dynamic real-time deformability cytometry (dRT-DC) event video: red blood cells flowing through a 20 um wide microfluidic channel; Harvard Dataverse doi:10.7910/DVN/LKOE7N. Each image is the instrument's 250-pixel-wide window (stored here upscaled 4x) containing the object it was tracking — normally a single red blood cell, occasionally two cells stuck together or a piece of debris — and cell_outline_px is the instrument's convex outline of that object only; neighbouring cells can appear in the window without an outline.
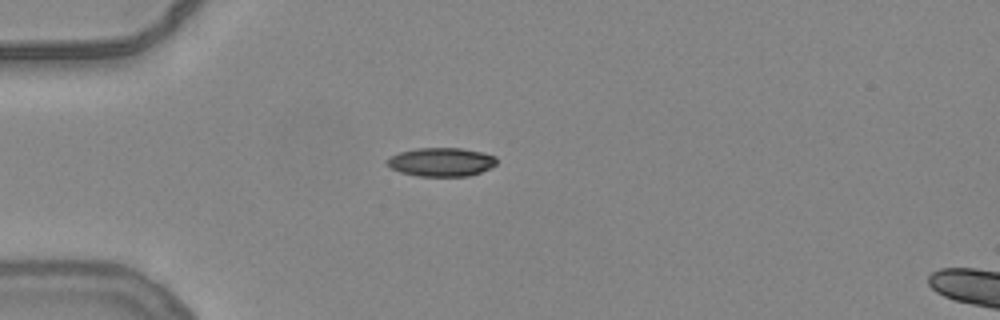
{"species": "common noctule bat (a hibernating species)", "species_latin": "Nyctalus noctula", "temperature_condition": "warm", "stored_images_in_passage": 40, "camera_frame_rate_fps": 3000, "um_per_image_px": 0.085, "animal": {"sex": "female", "body_mass_g": 24.6, "forearm_length_mm": 56.2}, "frame": {"image": 1, "passage_image": 1, "time_ms": 0.0, "image_size_px": [1000, 320], "cell_outline_px": [[496, 164], [492, 168], [468, 176], [420, 176], [400, 172], [384, 164], [384, 160], [388, 156], [400, 152], [416, 148], [460, 148], [484, 152], [496, 156]], "centroid_in_image_um": [37.48, 13.76], "position_along_channel_um": 47.5, "area_um2": 18.55}}
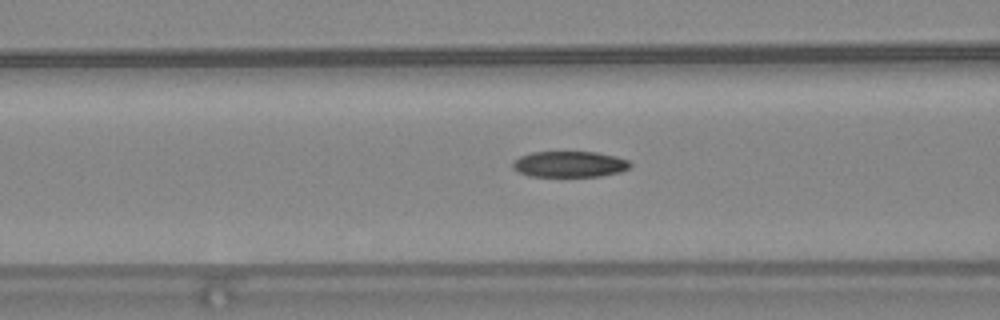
{"frame": {"image": 2, "passage_image": 8, "time_ms": 2.333, "image_size_px": [1000, 320], "cell_outline_px": [[632, 164], [628, 168], [620, 172], [600, 176], [528, 176], [512, 168], [512, 160], [520, 156], [532, 152], [596, 152], [616, 156], [628, 160]], "centroid_in_image_um": [48.39, 13.95], "position_along_channel_um": 118.2, "area_um2": 17.8}}
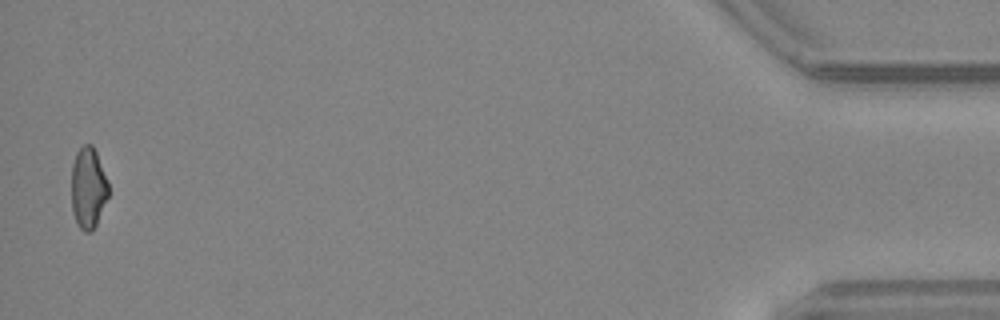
{"frame": {"image": 3, "passage_image": 39, "time_ms": 12.667, "image_size_px": [1000, 320], "cell_outline_px": [[108, 196], [96, 224], [92, 232], [84, 232], [76, 224], [72, 212], [72, 164], [76, 152], [84, 144], [92, 144], [96, 152], [108, 180]], "centroid_in_image_um": [7.49, 15.98], "position_along_channel_um": 427.7, "area_um2": 17.57}, "authors_computed_cell_mechanics": {"area_um2": 18.6116, "velocity_mm_per_s": 3.8749, "shape_relaxation_time_tau1_ms": null, "shape_relaxation_time_tau2_ms": 5.0145, "deformation_change_tau1": null, "deformation_change_tau2": 0.1232}}